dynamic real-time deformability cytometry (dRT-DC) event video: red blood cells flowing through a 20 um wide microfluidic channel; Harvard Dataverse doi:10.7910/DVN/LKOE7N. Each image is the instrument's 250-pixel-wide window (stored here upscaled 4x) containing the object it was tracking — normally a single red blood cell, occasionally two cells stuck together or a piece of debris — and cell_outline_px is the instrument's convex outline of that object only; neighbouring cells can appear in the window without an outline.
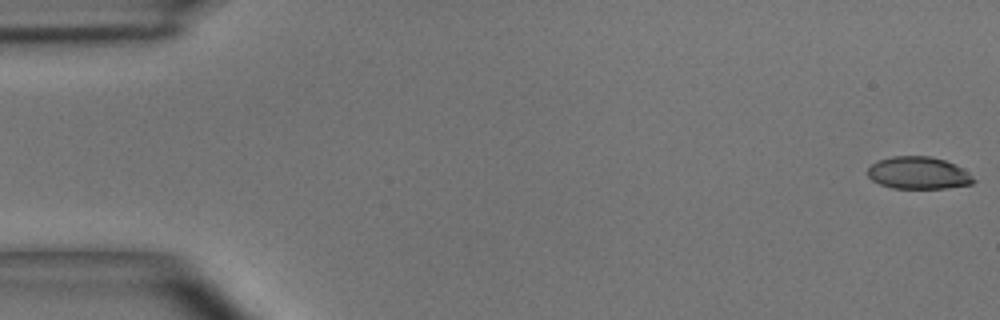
{"species": "common noctule bat (a hibernating species)", "species_latin": "Nyctalus noctula", "temperature_condition": "room temperature", "stored_images_in_passage": 49, "camera_frame_rate_fps": 3000, "um_per_image_px": 0.085, "animal": {"sex": "male", "body_mass_g": 15.6}, "frame": {"image": 1, "passage_image": 1, "time_ms": 0.0, "image_size_px": [1000, 320], "cell_outline_px": [[976, 180], [972, 184], [944, 188], [892, 188], [880, 184], [872, 180], [868, 176], [868, 168], [872, 164], [880, 160], [892, 156], [932, 156], [956, 164], [968, 172]], "centroid_in_image_um": [78.08, 14.7], "position_along_channel_um": 6.9, "area_um2": 19.88}}
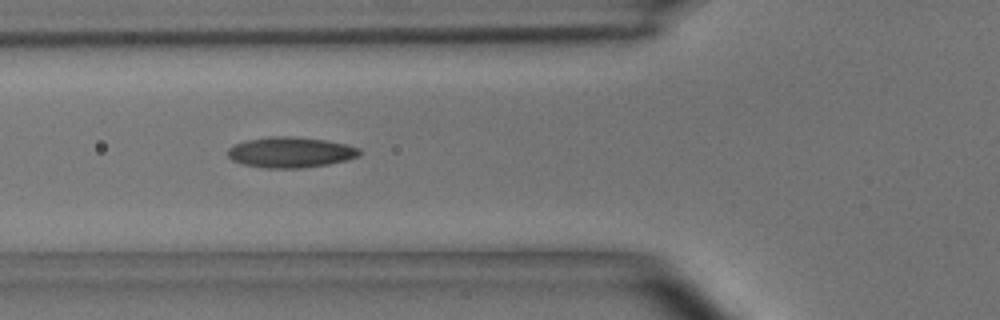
{"frame": {"image": 2, "passage_image": 18, "time_ms": 5.667, "image_size_px": [1000, 320], "cell_outline_px": [[360, 156], [328, 164], [300, 168], [268, 168], [244, 164], [232, 160], [228, 156], [228, 148], [236, 144], [248, 140], [268, 136], [292, 136], [328, 140], [348, 144], [360, 148]], "centroid_in_image_um": [24.73, 12.93], "position_along_channel_um": 101.1, "area_um2": 23.47}}
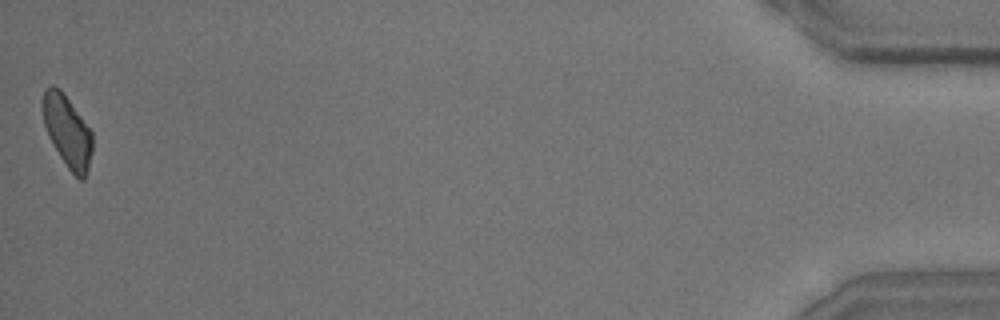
{"frame": {"image": 3, "passage_image": 49, "time_ms": 16.0, "image_size_px": [1000, 320], "cell_outline_px": [[92, 152], [88, 168], [84, 180], [80, 180], [68, 168], [60, 156], [48, 136], [44, 124], [44, 92], [52, 84], [60, 88], [92, 132]], "centroid_in_image_um": [5.75, 11.19], "position_along_channel_um": 429.5, "area_um2": 20.23}, "authors_computed_cell_mechanics": {"area_um2": 21.675, "velocity_mm_per_s": 4.0787, "shape_relaxation_time_tau1_ms": 4.4947, "shape_relaxation_time_tau2_ms": 2.4773, "deformation_change_tau1": 0.1553, "deformation_change_tau2": 0.0981}}